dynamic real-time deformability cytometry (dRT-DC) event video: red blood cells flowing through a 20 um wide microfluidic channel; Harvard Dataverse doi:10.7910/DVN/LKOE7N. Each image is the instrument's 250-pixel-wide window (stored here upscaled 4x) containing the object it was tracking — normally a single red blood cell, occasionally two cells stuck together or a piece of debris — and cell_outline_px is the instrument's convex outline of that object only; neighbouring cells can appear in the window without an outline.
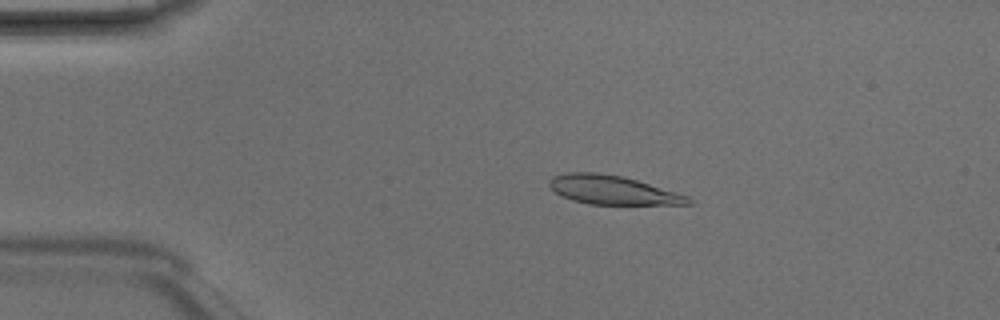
{"species": "Egyptian fruit bat (a non-hibernating species)", "species_latin": "Rousettus aegyptiacus", "temperature_condition": "room temperature", "stored_images_in_passage": 3, "camera_frame_rate_fps": 3000, "um_per_image_px": 0.085, "animal": {"sex": "male"}, "frame": {"image": 1, "passage_image": 2, "time_ms": 0.333, "image_size_px": [1000, 320], "cell_outline_px": [[696, 200], [692, 204], [588, 204], [572, 200], [560, 196], [548, 184], [548, 180], [552, 176], [568, 172], [596, 172], [624, 176], [676, 192], [688, 196]], "centroid_in_image_um": [52.06, 16.14], "position_along_channel_um": 32.9, "area_um2": 23.47}}